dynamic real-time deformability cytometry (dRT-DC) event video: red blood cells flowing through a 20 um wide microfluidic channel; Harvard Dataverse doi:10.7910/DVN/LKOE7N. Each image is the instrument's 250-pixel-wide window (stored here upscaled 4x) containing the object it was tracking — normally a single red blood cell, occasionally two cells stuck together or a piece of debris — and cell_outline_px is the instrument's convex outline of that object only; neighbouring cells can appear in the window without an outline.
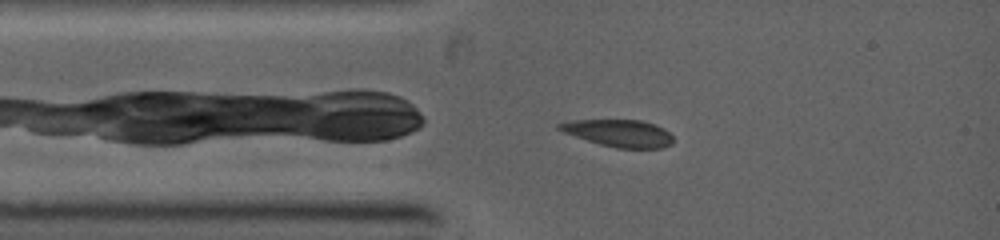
{"species": "common noctule bat (a hibernating species)", "species_latin": "Nyctalus noctula", "temperature_condition": "warm", "stored_images_in_passage": 49, "camera_frame_rate_fps": 5000, "um_per_image_px": 0.085, "animal": {"sex": "female", "body_mass_g": 19.0, "forearm_length_mm": 53.3}, "frame": {"image": 1, "passage_image": 4, "time_ms": 0.4, "image_size_px": [1000, 240], "cell_outline_px": [[672, 144], [664, 148], [616, 148], [600, 144], [564, 132], [556, 128], [556, 124], [572, 120], [640, 120], [656, 124], [664, 128], [672, 136]], "centroid_in_image_um": [52.64, 11.31], "position_along_channel_um": 32.4, "area_um2": 17.98}}
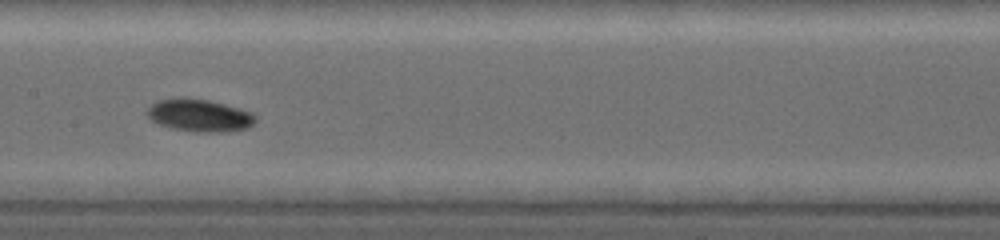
{"frame": {"image": 2, "passage_image": 14, "time_ms": 4.0, "image_size_px": [1000, 240], "cell_outline_px": [[256, 120], [248, 128], [224, 132], [200, 132], [172, 128], [160, 124], [152, 120], [148, 116], [148, 108], [152, 104], [160, 100], [180, 96], [208, 100], [224, 104], [252, 112], [256, 116]], "centroid_in_image_um": [16.97, 9.8], "position_along_channel_um": 190.4, "area_um2": 20.4}}
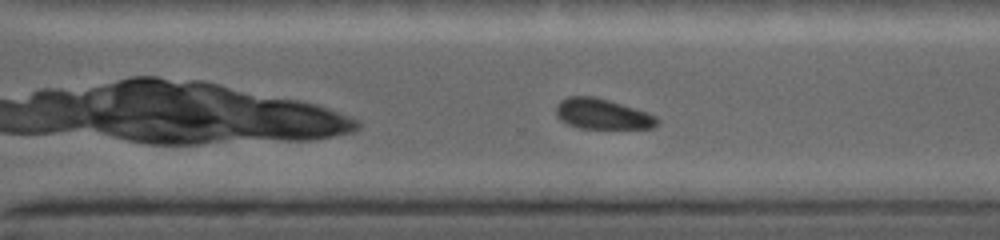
{"frame": {"image": 3, "passage_image": 27, "time_ms": 6.8, "image_size_px": [1000, 240], "cell_outline_px": [[660, 120], [652, 128], [580, 128], [568, 124], [560, 120], [556, 116], [556, 104], [560, 100], [568, 96], [592, 96], [608, 100], [648, 112], [656, 116]], "centroid_in_image_um": [51.17, 9.68], "position_along_channel_um": 319.4, "area_um2": 17.92}}